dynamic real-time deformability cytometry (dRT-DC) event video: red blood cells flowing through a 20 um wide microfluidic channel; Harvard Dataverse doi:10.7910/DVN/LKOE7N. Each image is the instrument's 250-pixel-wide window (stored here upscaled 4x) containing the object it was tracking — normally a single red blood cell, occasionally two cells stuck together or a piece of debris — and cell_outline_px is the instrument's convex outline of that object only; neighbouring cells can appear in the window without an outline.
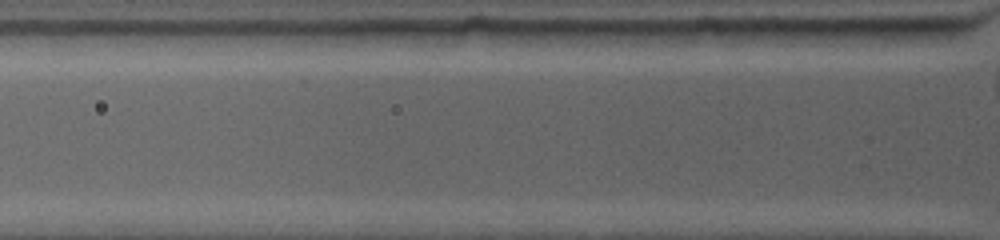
{"species": "common noctule bat (a hibernating species)", "species_latin": "Nyctalus noctula", "temperature_condition": "warm", "stored_images_in_passage": 3, "segment_of_instrument_passage": [2, 2], "camera_frame_rate_fps": 4500, "um_per_image_px": 0.085, "animal": {"sex": "female", "body_mass_g": 19.0, "forearm_length_mm": 53.3}, "frame": {"image": 1, "passage_image": 3, "time_ms": 2.222, "image_size_px": [1000, 240], "cell_outline_px": [[956, 44], [924, 48], [836, 48], [832, 44], [820, 28], [956, 28]], "centroid_in_image_um": [75.68, 3.19], "position_along_channel_um": 50.1, "area_um2": 18.09}}